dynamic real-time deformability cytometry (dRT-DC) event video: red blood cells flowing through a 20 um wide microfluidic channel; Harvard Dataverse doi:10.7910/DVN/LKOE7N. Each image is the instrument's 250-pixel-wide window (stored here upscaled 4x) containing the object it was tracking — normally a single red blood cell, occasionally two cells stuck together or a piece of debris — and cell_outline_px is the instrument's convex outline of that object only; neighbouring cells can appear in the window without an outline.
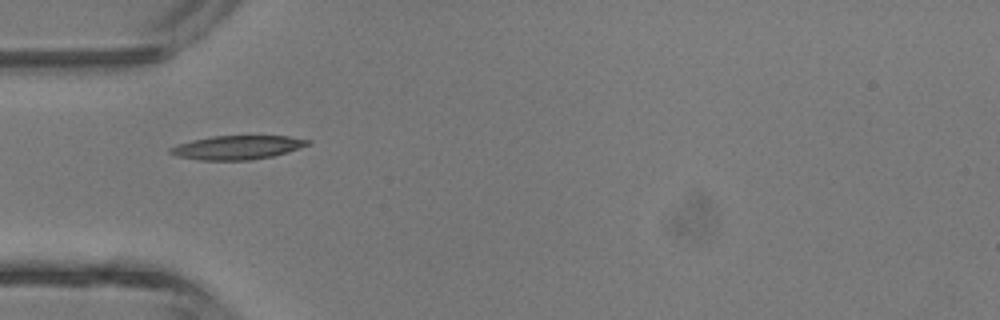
{"species": "common noctule bat (a hibernating species)", "species_latin": "Nyctalus noctula", "temperature_condition": "room temperature", "stored_images_in_passage": 27, "camera_frame_rate_fps": 3000, "um_per_image_px": 0.085, "animal": {"sex": "male", "body_mass_g": 13.3}, "frame": {"image": 1, "passage_image": 1, "time_ms": 0.0, "image_size_px": [1000, 320], "cell_outline_px": [[312, 144], [288, 152], [272, 156], [252, 160], [200, 160], [176, 156], [168, 152], [168, 148], [176, 144], [192, 140], [212, 136], [288, 136], [312, 140]], "centroid_in_image_um": [20.17, 12.53], "position_along_channel_um": 64.8, "area_um2": 19.31}}
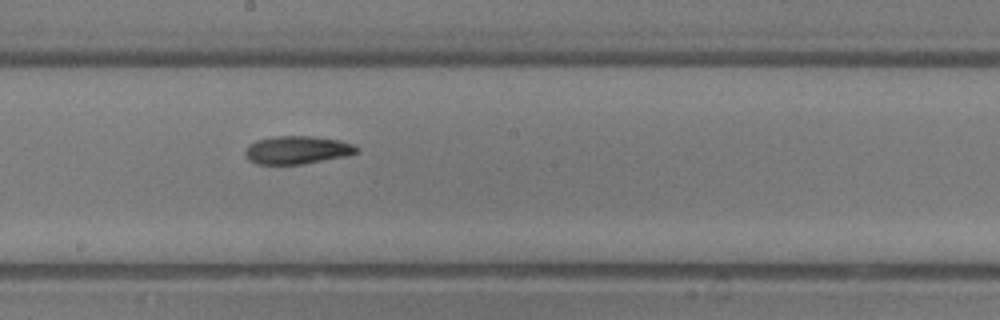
{"frame": {"image": 2, "passage_image": 11, "time_ms": 3.333, "image_size_px": [1000, 320], "cell_outline_px": [[360, 152], [344, 156], [300, 164], [256, 164], [248, 160], [244, 156], [244, 152], [248, 144], [256, 140], [276, 136], [312, 136], [340, 140], [352, 144], [360, 148]], "centroid_in_image_um": [25.23, 12.74], "position_along_channel_um": 223.0, "area_um2": 18.26}}
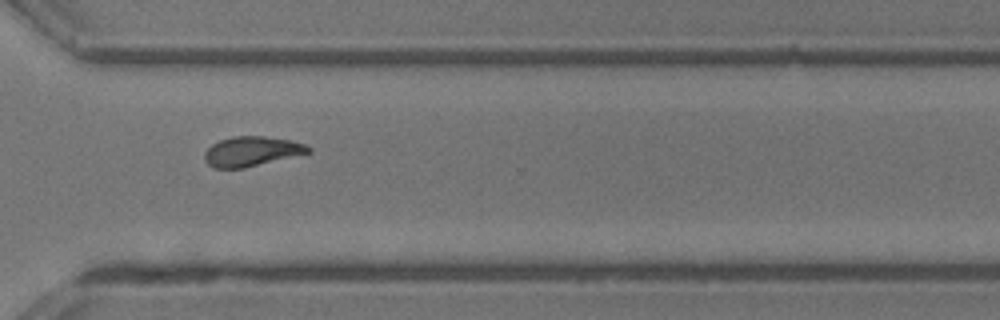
{"frame": {"image": 3, "passage_image": 19, "time_ms": 6.0, "image_size_px": [1000, 320], "cell_outline_px": [[312, 152], [244, 168], [212, 168], [204, 160], [204, 152], [212, 144], [220, 140], [232, 136], [264, 136], [292, 140], [304, 144], [312, 148]], "centroid_in_image_um": [21.39, 12.86], "position_along_channel_um": 349.2, "area_um2": 18.09}, "authors_computed_cell_mechanics": {"area_um2": 18.3226, "velocity_mm_per_s": 4.7454, "shape_relaxation_time_tau1_ms": 5.4477, "shape_relaxation_time_tau2_ms": null, "deformation_change_tau1": 0.1763, "deformation_change_tau2": null}}